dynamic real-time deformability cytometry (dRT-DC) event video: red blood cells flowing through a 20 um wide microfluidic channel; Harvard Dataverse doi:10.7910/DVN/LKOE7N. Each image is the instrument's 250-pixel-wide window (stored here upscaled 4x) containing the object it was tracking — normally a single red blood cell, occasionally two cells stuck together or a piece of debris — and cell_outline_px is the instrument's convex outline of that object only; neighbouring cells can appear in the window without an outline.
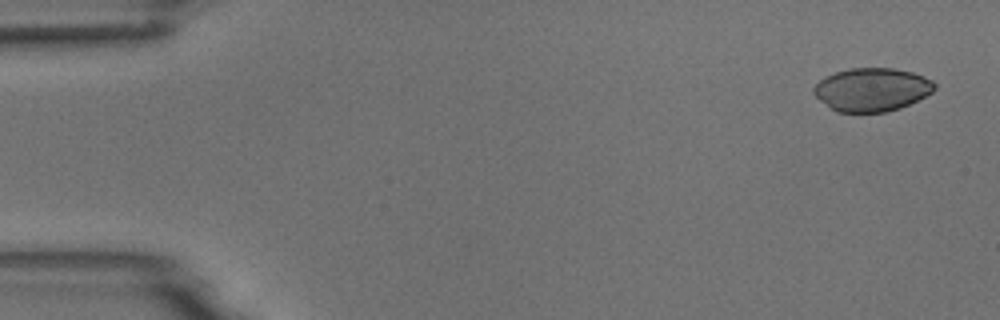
{"species": "common noctule bat (a hibernating species)", "species_latin": "Nyctalus noctula", "temperature_condition": "room temperature", "stored_images_in_passage": 4, "camera_frame_rate_fps": 3000, "um_per_image_px": 0.085, "animal": {"sex": "male", "body_mass_g": 18.8}, "frame": {"image": 1, "passage_image": 1, "time_ms": 0.0, "image_size_px": [1000, 320], "cell_outline_px": [[936, 88], [932, 92], [900, 108], [884, 112], [836, 112], [820, 100], [812, 92], [812, 88], [824, 76], [836, 72], [852, 68], [892, 68], [912, 72], [924, 76], [932, 80], [936, 84]], "centroid_in_image_um": [74.09, 7.61], "position_along_channel_um": 10.9, "area_um2": 30.4}}